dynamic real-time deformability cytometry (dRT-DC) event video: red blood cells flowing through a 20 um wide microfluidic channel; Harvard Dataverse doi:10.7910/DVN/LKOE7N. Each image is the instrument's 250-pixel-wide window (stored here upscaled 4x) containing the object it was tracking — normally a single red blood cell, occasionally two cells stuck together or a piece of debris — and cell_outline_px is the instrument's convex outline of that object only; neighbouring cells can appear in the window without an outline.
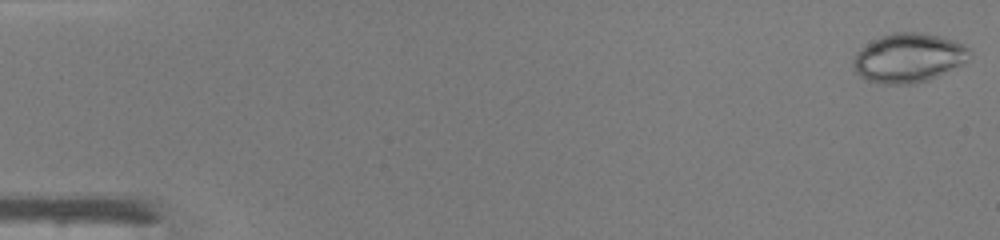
{"species": "common noctule bat (a hibernating species)", "species_latin": "Nyctalus noctula", "temperature_condition": "warm", "stored_images_in_passage": 15, "camera_frame_rate_fps": 3000, "um_per_image_px": 0.085, "animal": {"sex": "male", "body_mass_g": 19.0, "forearm_length_mm": 50.8}, "frame": {"image": 1, "passage_image": 1, "time_ms": 0.0, "image_size_px": [1000, 240], "cell_outline_px": [[972, 48], [964, 60], [960, 64], [928, 80], [912, 84], [884, 84], [868, 80], [860, 76], [852, 68], [852, 60], [860, 48], [892, 32], [920, 32], [940, 36], [956, 40]], "centroid_in_image_um": [77.2, 4.91], "position_along_channel_um": 7.8, "area_um2": 32.95}}